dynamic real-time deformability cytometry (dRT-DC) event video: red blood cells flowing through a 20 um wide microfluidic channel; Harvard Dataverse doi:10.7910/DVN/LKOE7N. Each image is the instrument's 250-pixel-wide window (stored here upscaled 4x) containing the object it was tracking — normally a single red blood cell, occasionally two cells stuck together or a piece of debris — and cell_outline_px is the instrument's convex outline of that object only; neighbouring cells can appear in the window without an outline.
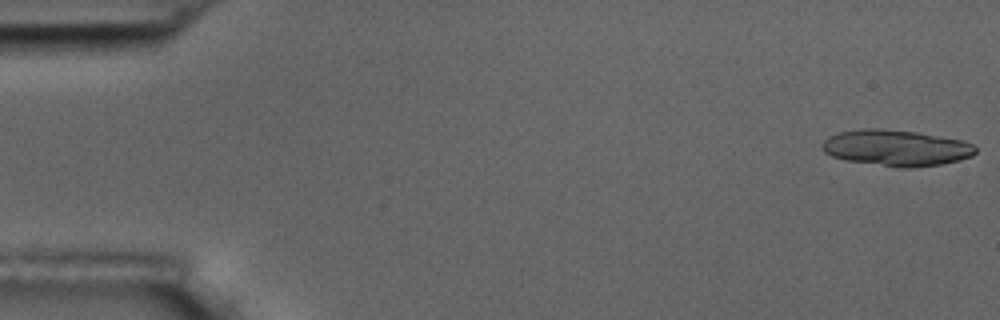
{"species": "common noctule bat (a hibernating species)", "species_latin": "Nyctalus noctula", "temperature_condition": "room temperature", "stored_images_in_passage": 16, "camera_frame_rate_fps": 3000, "um_per_image_px": 0.085, "animal": {"sex": "male", "body_mass_g": 17.5, "forearm_length_mm": 52.3}, "frame": {"image": 1, "passage_image": 1, "time_ms": 0.0, "image_size_px": [1000, 320], "cell_outline_px": [[976, 152], [972, 156], [960, 160], [940, 164], [912, 168], [896, 168], [844, 160], [832, 156], [824, 152], [820, 148], [820, 144], [828, 136], [840, 132], [860, 128], [880, 128], [916, 132], [964, 140], [972, 144], [976, 148]], "centroid_in_image_um": [76.14, 12.57], "position_along_channel_um": 8.9, "area_um2": 32.71}}